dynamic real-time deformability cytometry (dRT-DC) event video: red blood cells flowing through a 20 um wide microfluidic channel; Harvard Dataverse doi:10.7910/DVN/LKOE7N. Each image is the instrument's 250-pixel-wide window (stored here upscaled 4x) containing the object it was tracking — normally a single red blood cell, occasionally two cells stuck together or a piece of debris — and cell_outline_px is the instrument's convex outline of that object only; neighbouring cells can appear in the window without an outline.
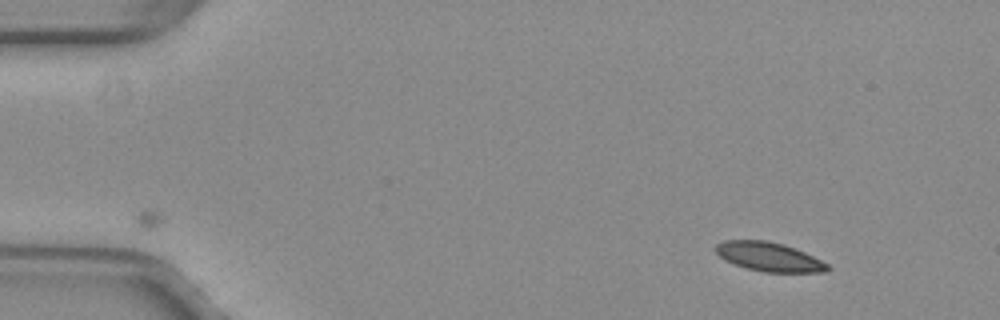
{"species": "common noctule bat (a hibernating species)", "species_latin": "Nyctalus noctula", "temperature_condition": "warm", "stored_images_in_passage": 18, "camera_frame_rate_fps": 3000, "um_per_image_px": 0.085, "animal": {"sex": "female", "body_mass_g": 29.2, "forearm_length_mm": 56.3}, "frame": {"image": 1, "passage_image": 1, "time_ms": 0.0, "image_size_px": [1000, 320], "cell_outline_px": [[832, 268], [828, 272], [764, 272], [748, 268], [724, 260], [716, 252], [716, 244], [724, 240], [764, 240], [784, 244], [796, 248], [828, 264]], "centroid_in_image_um": [65.39, 21.82], "position_along_channel_um": 19.6, "area_um2": 18.84}}
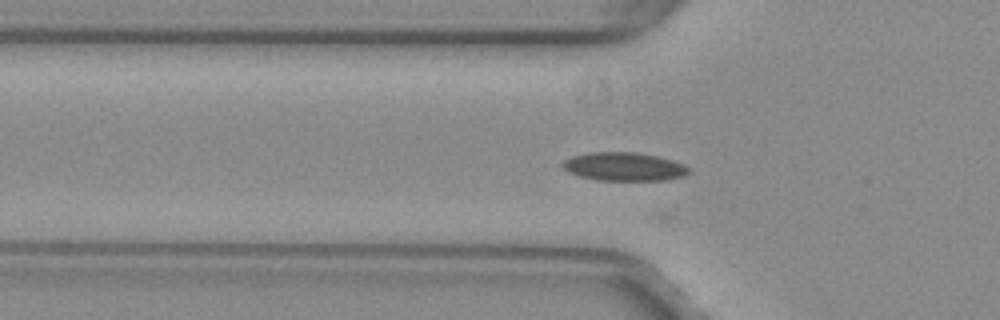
{"frame": {"image": 2, "passage_image": 13, "time_ms": 4.0, "image_size_px": [1000, 320], "cell_outline_px": [[688, 172], [684, 176], [668, 180], [596, 180], [580, 176], [568, 172], [560, 164], [564, 160], [572, 156], [592, 152], [636, 152], [656, 156], [672, 160], [684, 164], [688, 168]], "centroid_in_image_um": [53.03, 14.16], "position_along_channel_um": 72.8, "area_um2": 20.87}}
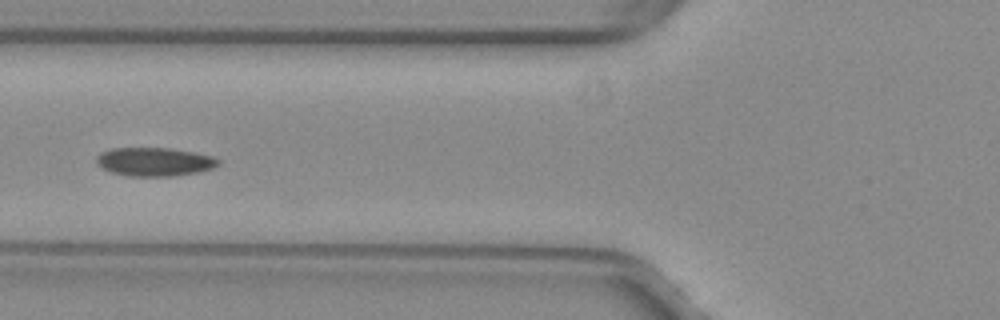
{"frame": {"image": 3, "passage_image": 16, "time_ms": 5.0, "image_size_px": [1000, 320], "cell_outline_px": [[220, 164], [212, 168], [196, 172], [172, 176], [128, 176], [112, 172], [96, 164], [96, 156], [100, 152], [112, 148], [168, 148], [192, 152], [212, 156], [220, 160]], "centroid_in_image_um": [13.1, 13.75], "position_along_channel_um": 112.7, "area_um2": 20.17}}